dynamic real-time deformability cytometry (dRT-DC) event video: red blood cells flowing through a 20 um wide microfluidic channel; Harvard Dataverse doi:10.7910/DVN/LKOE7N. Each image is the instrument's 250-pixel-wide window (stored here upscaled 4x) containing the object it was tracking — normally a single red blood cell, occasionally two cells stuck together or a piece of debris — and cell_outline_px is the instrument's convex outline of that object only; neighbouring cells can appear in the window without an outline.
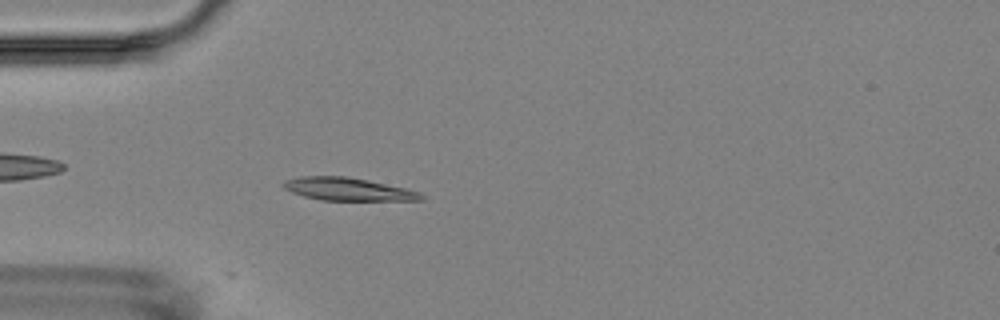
{"species": "Egyptian fruit bat (a non-hibernating species)", "species_latin": "Rousettus aegyptiacus", "temperature_condition": "room temperature", "stored_images_in_passage": 6, "camera_frame_rate_fps": 3000, "um_per_image_px": 0.085, "animal": {"sex": "female"}, "frame": {"image": 1, "passage_image": 6, "time_ms": 5.667, "image_size_px": [1000, 320], "cell_outline_px": [[428, 196], [424, 200], [320, 200], [304, 196], [292, 192], [284, 188], [280, 184], [284, 180], [300, 176], [344, 176], [368, 180], [404, 188], [420, 192]], "centroid_in_image_um": [29.57, 16.08], "position_along_channel_um": 55.4, "area_um2": 18.38}}